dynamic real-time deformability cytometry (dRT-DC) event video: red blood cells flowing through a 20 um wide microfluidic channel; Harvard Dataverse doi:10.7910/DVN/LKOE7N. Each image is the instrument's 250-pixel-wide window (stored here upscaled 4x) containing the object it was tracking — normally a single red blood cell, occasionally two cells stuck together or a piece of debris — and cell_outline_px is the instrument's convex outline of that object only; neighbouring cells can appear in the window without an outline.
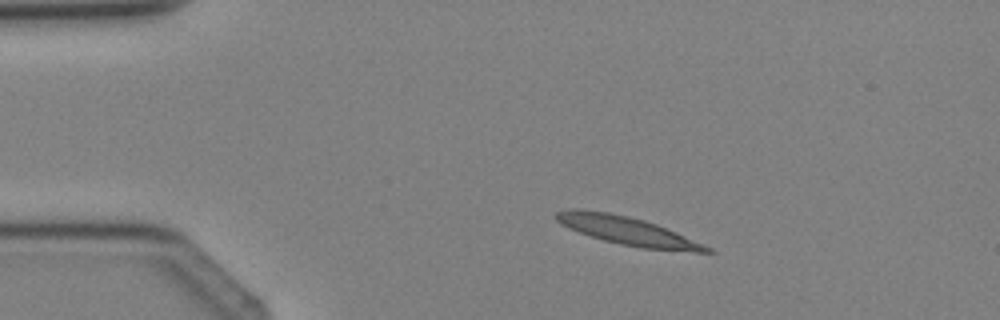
{"species": "Egyptian fruit bat (a non-hibernating species)", "species_latin": "Rousettus aegyptiacus", "temperature_condition": "cold", "stored_images_in_passage": 3, "camera_frame_rate_fps": 3000, "um_per_image_px": 0.085, "animal": {"sex": "female"}, "frame": {"image": 1, "passage_image": 2, "time_ms": 1.0, "image_size_px": [1000, 320], "cell_outline_px": [[716, 252], [692, 252], [640, 248], [620, 244], [604, 240], [580, 232], [560, 224], [556, 220], [556, 212], [572, 208], [580, 208], [608, 212], [628, 216], [644, 220], [656, 224], [712, 248]], "centroid_in_image_um": [53.32, 19.62], "position_along_channel_um": 31.7, "area_um2": 24.57}}